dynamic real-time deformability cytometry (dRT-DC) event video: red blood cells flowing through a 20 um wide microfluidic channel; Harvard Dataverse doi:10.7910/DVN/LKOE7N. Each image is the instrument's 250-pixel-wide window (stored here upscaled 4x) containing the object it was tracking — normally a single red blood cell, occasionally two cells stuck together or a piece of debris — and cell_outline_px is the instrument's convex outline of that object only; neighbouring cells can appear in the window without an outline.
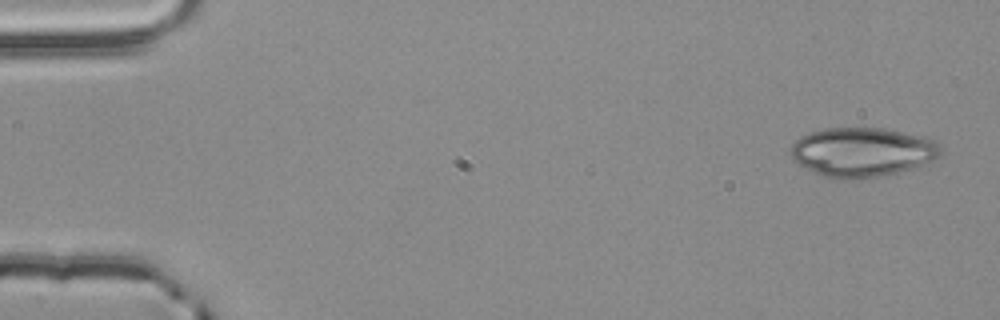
{"species": "common noctule bat (a hibernating species)", "species_latin": "Nyctalus noctula", "temperature_condition": "room temperature", "stored_images_in_passage": 4, "camera_frame_rate_fps": 3000, "um_per_image_px": 0.085, "animal": {"sex": "male", "body_mass_g": 20.4}, "frame": {"image": 1, "passage_image": 1, "time_ms": 0.0, "image_size_px": [1000, 320], "cell_outline_px": [[944, 152], [936, 160], [924, 164], [896, 172], [880, 176], [840, 180], [836, 180], [812, 172], [800, 164], [792, 156], [792, 144], [800, 136], [808, 132], [824, 128], [884, 128], [924, 136], [936, 140]], "centroid_in_image_um": [73.33, 12.91], "position_along_channel_um": 11.7, "area_um2": 43.23}}